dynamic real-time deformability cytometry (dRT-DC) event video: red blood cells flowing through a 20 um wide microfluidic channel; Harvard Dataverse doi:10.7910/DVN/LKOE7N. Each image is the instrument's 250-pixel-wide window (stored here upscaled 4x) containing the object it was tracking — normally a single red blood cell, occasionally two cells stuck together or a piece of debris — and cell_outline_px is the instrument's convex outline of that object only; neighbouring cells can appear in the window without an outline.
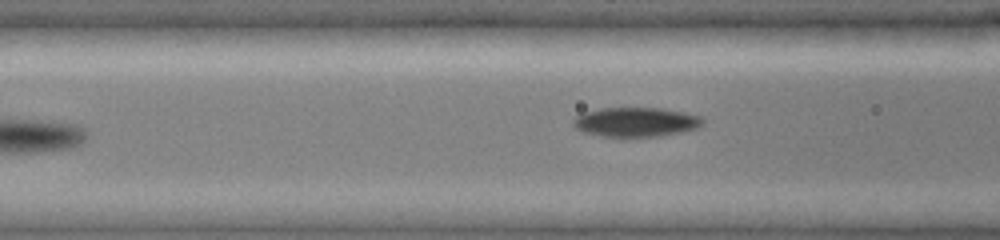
{"species": "common noctule bat (a hibernating species)", "species_latin": "Nyctalus noctula", "temperature_condition": "cold", "stored_images_in_passage": 6, "camera_frame_rate_fps": 3000, "um_per_image_px": 0.085, "animal": {"sex": "female", "body_mass_g": 19.0, "forearm_length_mm": 51.5}, "frame": {"image": 1, "passage_image": 6, "time_ms": 6.333, "image_size_px": [1000, 240], "cell_outline_px": [[704, 124], [696, 128], [680, 132], [660, 136], [620, 140], [580, 132], [572, 124], [572, 120], [576, 116], [584, 112], [600, 108], [660, 108], [684, 112], [704, 116]], "centroid_in_image_um": [54.01, 10.41], "position_along_channel_um": 112.6, "area_um2": 23.18}}